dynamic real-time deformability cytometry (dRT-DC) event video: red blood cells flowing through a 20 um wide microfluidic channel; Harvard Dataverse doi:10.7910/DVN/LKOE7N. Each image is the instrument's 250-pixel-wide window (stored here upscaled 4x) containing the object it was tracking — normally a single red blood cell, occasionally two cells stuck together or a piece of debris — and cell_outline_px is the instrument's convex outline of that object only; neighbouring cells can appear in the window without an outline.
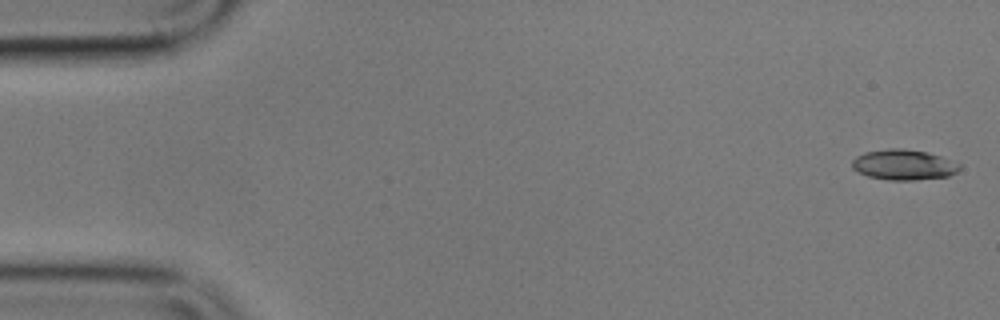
{"species": "common noctule bat (a hibernating species)", "species_latin": "Nyctalus noctula", "temperature_condition": "cold", "stored_images_in_passage": 13, "camera_frame_rate_fps": 3000, "um_per_image_px": 0.085, "animal": {"sex": "male", "body_mass_g": 17.9}, "frame": {"image": 1, "passage_image": 1, "time_ms": 0.0, "image_size_px": [1000, 320], "cell_outline_px": [[960, 168], [956, 172], [948, 176], [916, 180], [888, 180], [868, 176], [856, 172], [852, 168], [852, 160], [856, 156], [864, 152], [888, 148], [904, 148], [928, 152], [940, 156], [960, 164]], "centroid_in_image_um": [76.77, 14.0], "position_along_channel_um": 8.2, "area_um2": 19.19}}
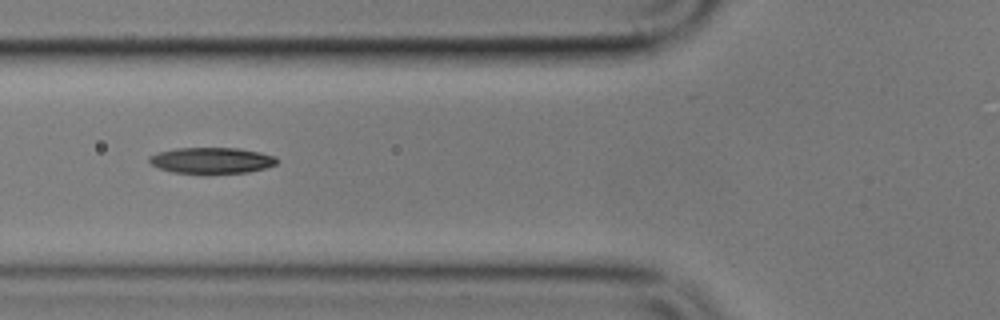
{"frame": {"image": 2, "passage_image": 6, "time_ms": 6.667, "image_size_px": [1000, 320], "cell_outline_px": [[276, 164], [264, 168], [248, 172], [208, 176], [204, 176], [172, 172], [160, 168], [152, 164], [148, 160], [148, 156], [160, 152], [176, 148], [240, 148], [260, 152], [276, 156]], "centroid_in_image_um": [17.98, 13.68], "position_along_channel_um": 107.8, "area_um2": 20.06}}
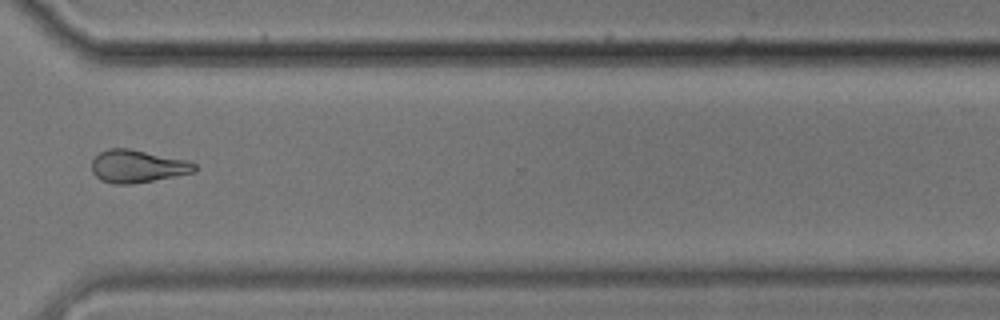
{"frame": {"image": 3, "passage_image": 12, "time_ms": 14.0, "image_size_px": [1000, 320], "cell_outline_px": [[196, 172], [132, 184], [112, 184], [100, 180], [92, 172], [92, 160], [100, 152], [108, 148], [128, 148], [188, 160], [196, 164]], "centroid_in_image_um": [11.68, 14.13], "position_along_channel_um": 358.9, "area_um2": 19.65}, "authors_computed_cell_mechanics": {"area_um2": 19.2474, "velocity_mm_per_s": 3.4336, "shape_relaxation_time_tau1_ms": 6.9577, "shape_relaxation_time_tau2_ms": null, "deformation_change_tau1": 0.1906, "deformation_change_tau2": null}}